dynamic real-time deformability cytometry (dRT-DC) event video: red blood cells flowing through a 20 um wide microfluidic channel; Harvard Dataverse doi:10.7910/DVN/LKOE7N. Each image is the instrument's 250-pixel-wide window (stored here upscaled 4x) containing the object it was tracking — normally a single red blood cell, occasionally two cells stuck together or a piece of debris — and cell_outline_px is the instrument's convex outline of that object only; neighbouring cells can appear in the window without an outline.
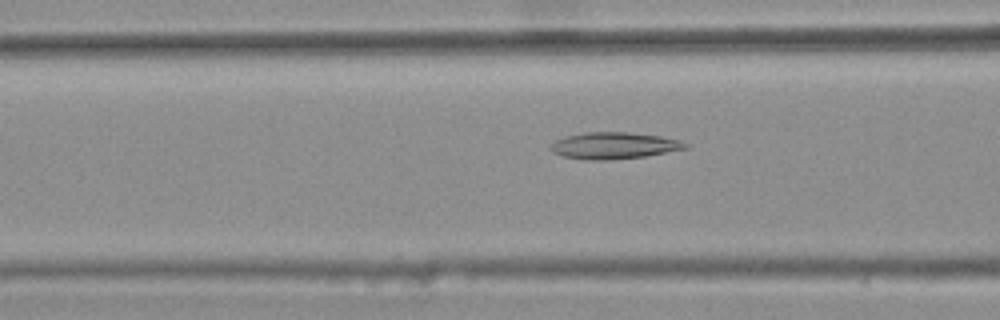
{"species": "common noctule bat (a hibernating species)", "species_latin": "Nyctalus noctula", "temperature_condition": "warm", "stored_images_in_passage": 48, "camera_frame_rate_fps": 3000, "um_per_image_px": 0.085, "animal": {"sex": "female", "body_mass_g": 25.1}, "frame": {"image": 1, "passage_image": 21, "time_ms": 6.667, "image_size_px": [1000, 320], "cell_outline_px": [[688, 148], [644, 156], [608, 160], [584, 160], [564, 156], [552, 152], [548, 148], [556, 140], [564, 136], [584, 132], [628, 132], [660, 136], [680, 140], [688, 144]], "centroid_in_image_um": [52.15, 12.37], "position_along_channel_um": 114.4, "area_um2": 20.92}}
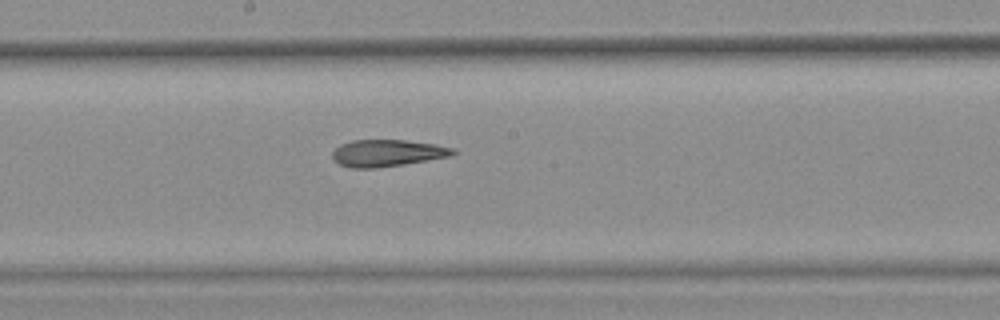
{"frame": {"image": 2, "passage_image": 29, "time_ms": 9.333, "image_size_px": [1000, 320], "cell_outline_px": [[456, 152], [452, 156], [404, 164], [376, 168], [348, 168], [340, 164], [332, 156], [332, 152], [340, 144], [352, 140], [404, 140], [436, 144], [452, 148]], "centroid_in_image_um": [32.91, 13.01], "position_along_channel_um": 215.3, "area_um2": 18.84}}
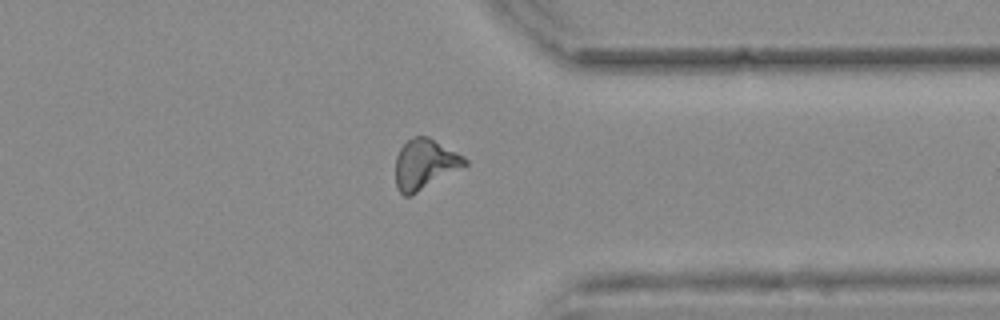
{"frame": {"image": 3, "passage_image": 42, "time_ms": 13.667, "image_size_px": [1000, 320], "cell_outline_px": [[468, 164], [412, 196], [404, 196], [396, 188], [396, 156], [400, 148], [412, 136], [428, 136], [464, 156], [468, 160]], "centroid_in_image_um": [36.1, 13.96], "position_along_channel_um": 375.3, "area_um2": 20.29}, "authors_computed_cell_mechanics": {"area_um2": 19.652, "velocity_mm_per_s": 3.7899, "shape_relaxation_time_tau1_ms": null, "shape_relaxation_time_tau2_ms": 3.8743, "deformation_change_tau1": null, "deformation_change_tau2": 0.1352}}